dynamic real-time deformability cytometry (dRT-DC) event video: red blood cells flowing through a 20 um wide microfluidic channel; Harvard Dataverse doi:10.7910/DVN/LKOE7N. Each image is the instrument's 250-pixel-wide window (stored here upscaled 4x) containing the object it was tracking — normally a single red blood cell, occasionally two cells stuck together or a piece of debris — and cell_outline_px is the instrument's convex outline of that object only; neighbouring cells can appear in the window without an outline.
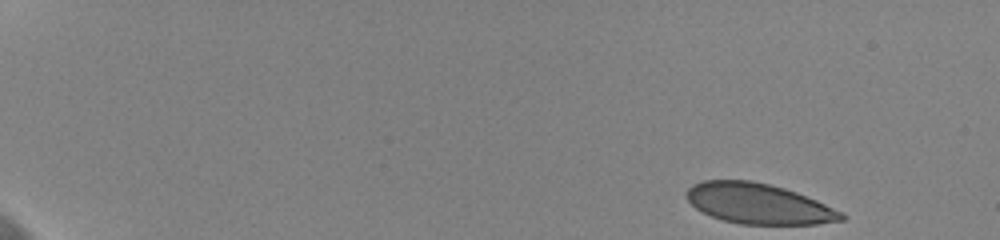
{"species": "human", "species_latin": "Homo sapiens", "temperature_condition": "cold", "stored_images_in_passage": 41, "camera_frame_rate_fps": 3000, "um_per_image_px": 0.085, "donor": {"sex": "female"}, "frame": {"image": 1, "passage_image": 1, "time_ms": 0.0, "image_size_px": [1000, 240], "cell_outline_px": [[848, 216], [844, 220], [816, 224], [740, 224], [724, 220], [712, 216], [696, 208], [684, 196], [684, 192], [692, 184], [704, 180], [752, 180], [784, 188], [796, 192], [816, 200], [844, 212]], "centroid_in_image_um": [64.48, 17.31], "position_along_channel_um": 20.5, "area_um2": 36.53}}
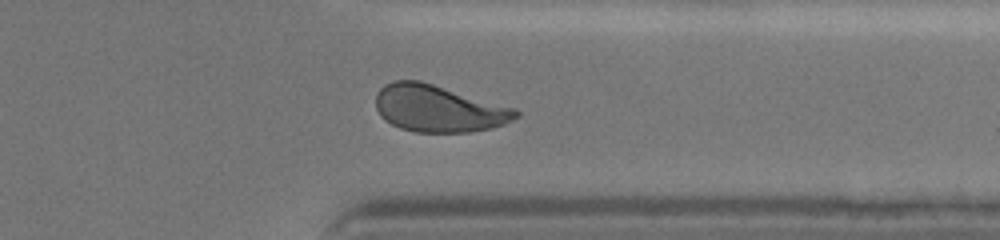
{"frame": {"image": 2, "passage_image": 35, "time_ms": 11.333, "image_size_px": [1000, 240], "cell_outline_px": [[520, 116], [504, 124], [492, 128], [468, 132], [416, 132], [400, 128], [384, 120], [380, 116], [376, 108], [376, 92], [384, 84], [392, 80], [420, 80], [516, 108], [520, 112]], "centroid_in_image_um": [37.26, 9.22], "position_along_channel_um": 374.1, "area_um2": 38.55}}
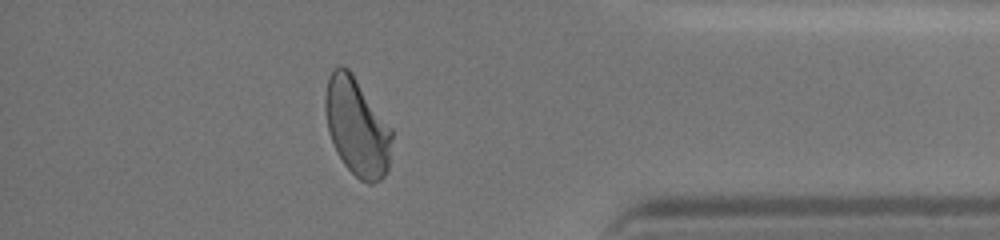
{"frame": {"image": 3, "passage_image": 38, "time_ms": 12.333, "image_size_px": [1000, 240], "cell_outline_px": [[392, 136], [388, 168], [384, 176], [380, 180], [372, 184], [368, 184], [360, 180], [344, 164], [336, 152], [328, 132], [324, 108], [324, 96], [328, 76], [332, 68], [340, 64], [348, 68], [352, 72], [392, 128]], "centroid_in_image_um": [30.31, 10.75], "position_along_channel_um": 404.9, "area_um2": 38.44}, "authors_computed_cell_mechanics": {"area_um2": 38.437, "velocity_mm_per_s": 3.6992, "shape_relaxation_time_tau1_ms": 5.8387, "shape_relaxation_time_tau2_ms": null, "deformation_change_tau1": 0.1759, "deformation_change_tau2": null}}